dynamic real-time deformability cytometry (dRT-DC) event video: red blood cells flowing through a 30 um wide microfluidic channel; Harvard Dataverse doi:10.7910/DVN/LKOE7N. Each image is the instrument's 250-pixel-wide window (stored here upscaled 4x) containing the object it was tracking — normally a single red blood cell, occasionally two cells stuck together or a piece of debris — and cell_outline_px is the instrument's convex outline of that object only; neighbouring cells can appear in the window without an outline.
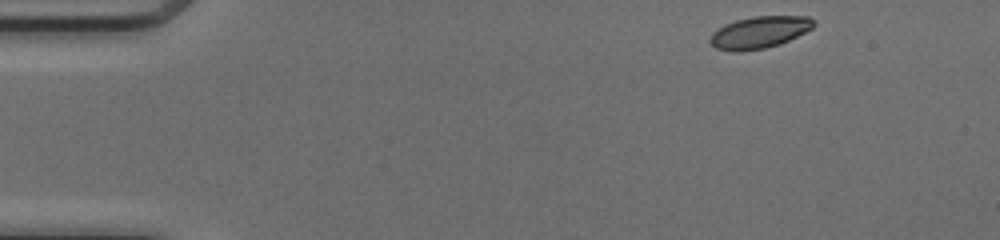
{"species": "common noctule bat (a hibernating species)", "species_latin": "Nyctalus noctula", "temperature_condition": "cold", "stored_images_in_passage": 45, "camera_frame_rate_fps": 3000, "um_per_image_px": 0.085, "animal": {"sex": "female", "body_mass_g": 17.0, "forearm_length_mm": 48.0}, "frame": {"image": 1, "passage_image": 1, "time_ms": 0.0, "image_size_px": [1000, 240], "cell_outline_px": [[816, 24], [812, 28], [780, 44], [764, 48], [736, 52], [716, 48], [708, 40], [712, 32], [724, 24], [736, 20], [756, 16], [808, 16]], "centroid_in_image_um": [64.52, 2.74], "position_along_channel_um": 20.5, "area_um2": 19.13}}
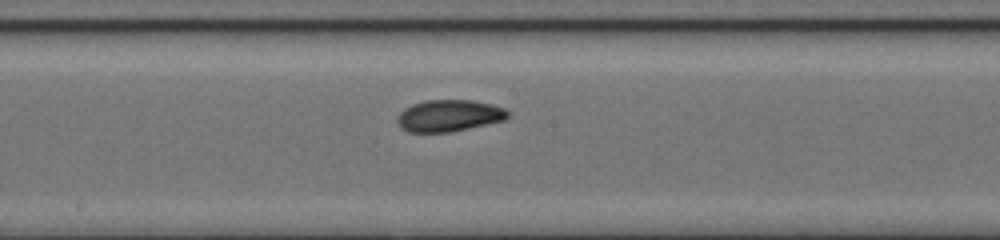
{"frame": {"image": 2, "passage_image": 22, "time_ms": 7.0, "image_size_px": [1000, 240], "cell_outline_px": [[508, 116], [504, 120], [452, 132], [408, 132], [400, 128], [396, 120], [396, 116], [404, 108], [412, 104], [424, 100], [472, 100], [492, 104], [504, 108], [508, 112]], "centroid_in_image_um": [38.12, 9.83], "position_along_channel_um": 210.1, "area_um2": 20.58}}
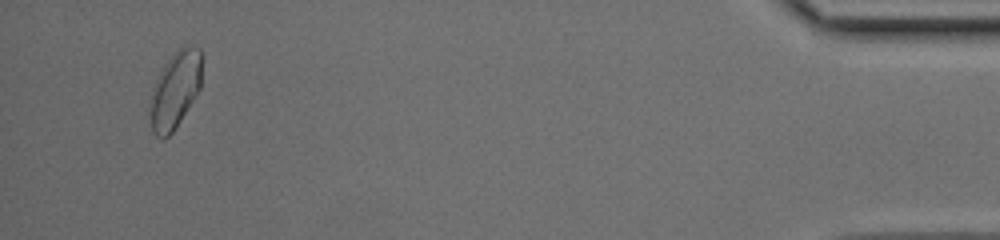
{"frame": {"image": 3, "passage_image": 43, "time_ms": 14.0, "image_size_px": [1000, 240], "cell_outline_px": [[204, 56], [200, 88], [196, 96], [172, 132], [164, 140], [160, 140], [152, 132], [148, 116], [148, 104], [152, 88], [164, 64], [180, 48], [200, 48]], "centroid_in_image_um": [14.86, 7.7], "position_along_channel_um": 420.3, "area_um2": 23.58}, "authors_computed_cell_mechanics": {"area_um2": 20.1722, "velocity_mm_per_s": 4.1247, "shape_relaxation_time_tau1_ms": 3.516, "shape_relaxation_time_tau2_ms": 3.376, "deformation_change_tau1": 0.1175, "deformation_change_tau2": 0.0662}}